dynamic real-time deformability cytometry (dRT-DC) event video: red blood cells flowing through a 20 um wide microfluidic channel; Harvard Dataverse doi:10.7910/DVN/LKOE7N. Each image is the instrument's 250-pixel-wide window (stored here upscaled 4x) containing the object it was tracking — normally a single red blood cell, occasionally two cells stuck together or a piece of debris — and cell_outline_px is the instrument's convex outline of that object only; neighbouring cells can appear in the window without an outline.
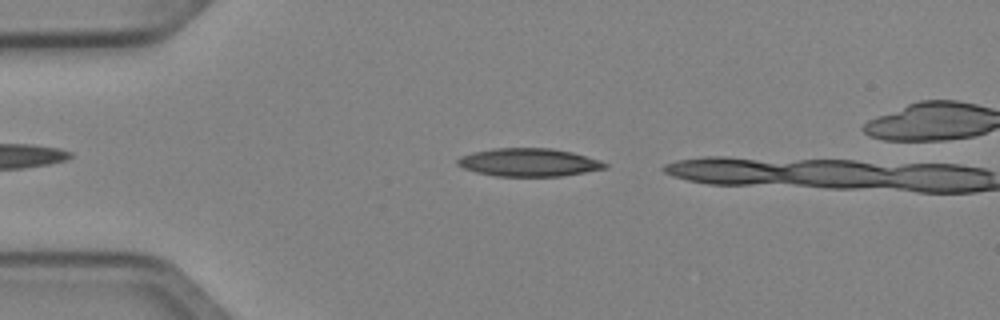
{"species": "Egyptian fruit bat (a non-hibernating species)", "species_latin": "Rousettus aegyptiacus", "temperature_condition": "cold", "stored_images_in_passage": 5, "camera_frame_rate_fps": 3000, "um_per_image_px": 0.085, "animal": {"sex": "female"}, "frame": {"image": 1, "passage_image": 3, "time_ms": 0.667, "image_size_px": [1000, 320], "cell_outline_px": [[608, 168], [560, 176], [496, 176], [476, 172], [464, 168], [456, 164], [456, 160], [460, 156], [472, 152], [492, 148], [552, 148], [572, 152], [600, 160], [608, 164]], "centroid_in_image_um": [44.93, 13.79], "position_along_channel_um": 40.1, "area_um2": 24.16}}